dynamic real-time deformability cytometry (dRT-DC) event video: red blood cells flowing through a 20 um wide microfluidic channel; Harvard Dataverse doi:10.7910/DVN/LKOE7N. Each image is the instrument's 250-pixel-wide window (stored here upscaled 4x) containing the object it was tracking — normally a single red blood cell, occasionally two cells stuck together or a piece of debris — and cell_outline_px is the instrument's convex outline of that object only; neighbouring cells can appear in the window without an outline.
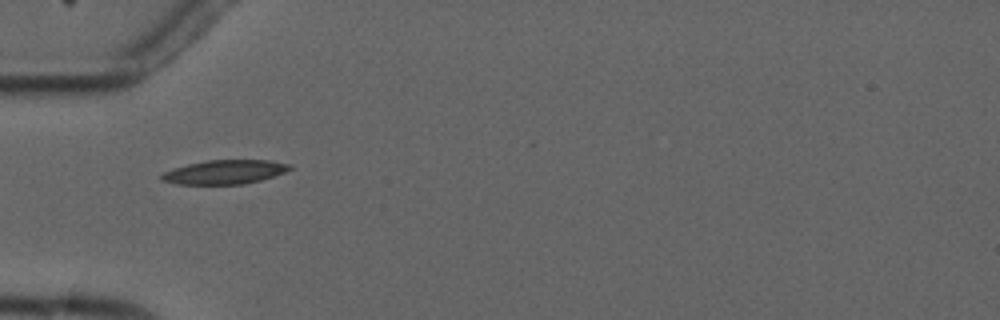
{"species": "common noctule bat (a hibernating species)", "species_latin": "Nyctalus noctula", "temperature_condition": "cold", "stored_images_in_passage": 2, "camera_frame_rate_fps": 3000, "um_per_image_px": 0.085, "animal": {"sex": "male", "forearm_length_mm": 52.5}, "frame": {"image": 1, "passage_image": 1, "time_ms": 0.0, "image_size_px": [1000, 320], "cell_outline_px": [[292, 168], [284, 172], [260, 180], [244, 184], [176, 184], [160, 180], [160, 176], [164, 172], [172, 168], [188, 164], [208, 160], [268, 160], [292, 164]], "centroid_in_image_um": [19.08, 14.62], "position_along_channel_um": 65.9, "area_um2": 17.92}}
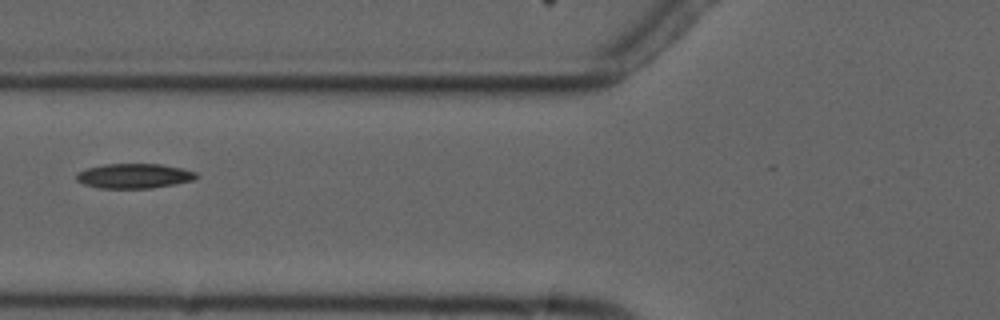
{"frame": {"image": 2, "passage_image": 2, "time_ms": 1.333, "image_size_px": [1000, 320], "cell_outline_px": [[200, 176], [196, 180], [152, 188], [100, 188], [84, 184], [76, 180], [76, 172], [88, 168], [104, 164], [160, 164], [180, 168], [196, 172]], "centroid_in_image_um": [11.42, 14.95], "position_along_channel_um": 114.4, "area_um2": 17.34}}